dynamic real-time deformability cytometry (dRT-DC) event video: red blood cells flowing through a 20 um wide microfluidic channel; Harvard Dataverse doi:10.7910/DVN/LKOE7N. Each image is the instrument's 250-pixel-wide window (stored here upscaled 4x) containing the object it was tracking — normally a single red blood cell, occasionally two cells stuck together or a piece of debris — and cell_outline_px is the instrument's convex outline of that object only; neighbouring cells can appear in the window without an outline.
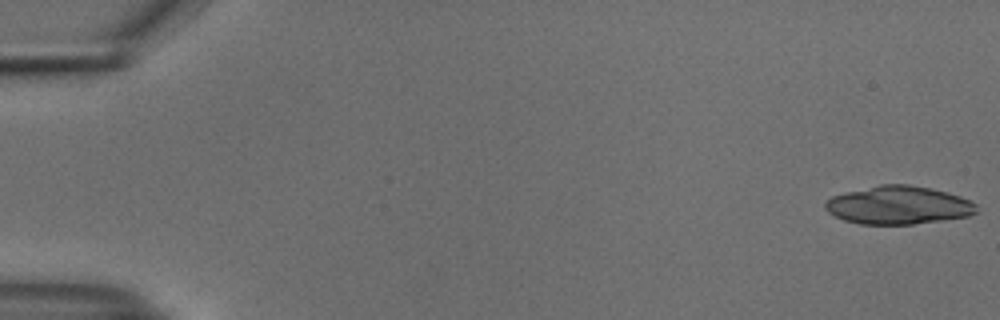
{"species": "common noctule bat (a hibernating species)", "species_latin": "Nyctalus noctula", "temperature_condition": "cold", "stored_images_in_passage": 24, "camera_frame_rate_fps": 3000, "um_per_image_px": 0.085, "animal": {"sex": "male", "body_mass_g": 18.8}, "frame": {"image": 1, "passage_image": 1, "time_ms": 0.0, "image_size_px": [1000, 320], "cell_outline_px": [[976, 212], [968, 216], [912, 224], [860, 224], [844, 220], [828, 212], [824, 208], [824, 204], [832, 196], [844, 192], [880, 184], [908, 184], [932, 188], [948, 192], [960, 196], [976, 204]], "centroid_in_image_um": [76.34, 17.43], "position_along_channel_um": 8.7, "area_um2": 33.58}}